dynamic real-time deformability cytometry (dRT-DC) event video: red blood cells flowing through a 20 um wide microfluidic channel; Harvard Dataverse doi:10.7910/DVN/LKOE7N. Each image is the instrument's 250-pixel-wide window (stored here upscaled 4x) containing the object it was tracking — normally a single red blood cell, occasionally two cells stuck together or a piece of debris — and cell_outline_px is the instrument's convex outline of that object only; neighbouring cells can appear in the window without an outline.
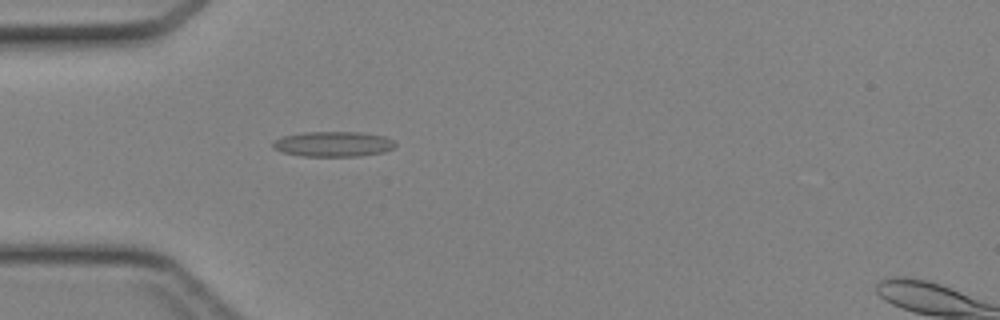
{"species": "Egyptian fruit bat (a non-hibernating species)", "species_latin": "Rousettus aegyptiacus", "temperature_condition": "cold", "stored_images_in_passage": 44, "camera_frame_rate_fps": 3000, "um_per_image_px": 0.085, "animal": {"sex": "female"}, "frame": {"image": 1, "passage_image": 13, "time_ms": 4.0, "image_size_px": [1000, 320], "cell_outline_px": [[396, 144], [392, 148], [384, 152], [360, 156], [300, 156], [280, 152], [272, 148], [272, 140], [284, 136], [304, 132], [360, 132], [384, 136], [392, 140]], "centroid_in_image_um": [28.27, 12.25], "position_along_channel_um": 56.7, "area_um2": 18.09}}
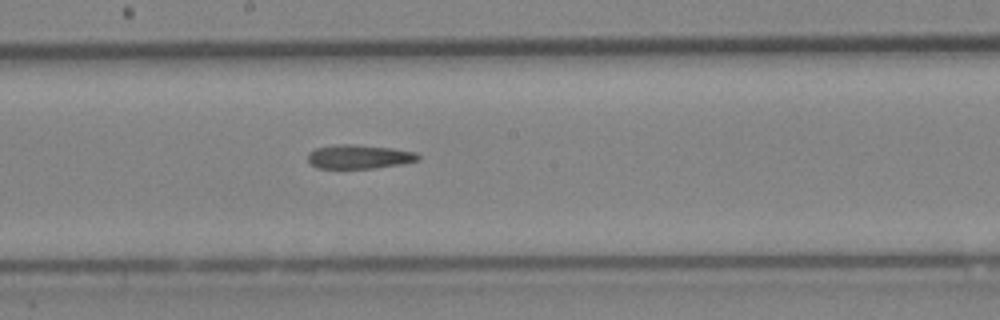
{"frame": {"image": 2, "passage_image": 24, "time_ms": 7.667, "image_size_px": [1000, 320], "cell_outline_px": [[420, 160], [404, 164], [372, 168], [316, 168], [308, 160], [308, 152], [316, 148], [336, 144], [352, 144], [392, 148], [416, 152], [420, 156]], "centroid_in_image_um": [30.54, 13.32], "position_along_channel_um": 217.7, "area_um2": 15.49}}
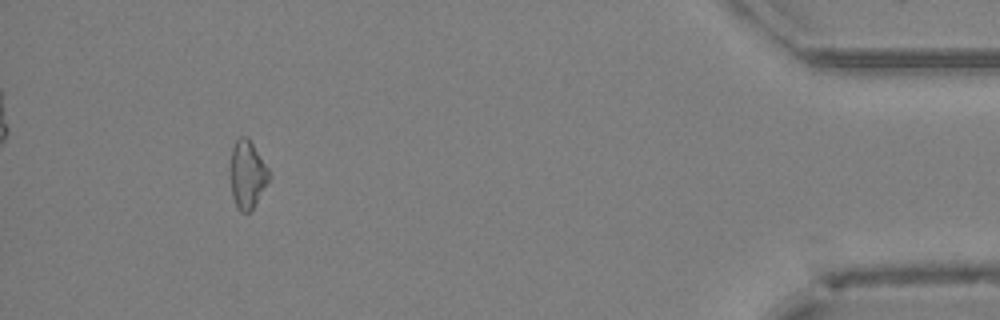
{"frame": {"image": 3, "passage_image": 41, "time_ms": 13.333, "image_size_px": [1000, 320], "cell_outline_px": [[268, 180], [252, 208], [248, 212], [240, 212], [232, 196], [228, 172], [228, 168], [232, 148], [236, 140], [240, 136], [248, 136], [268, 168]], "centroid_in_image_um": [20.95, 14.77], "position_along_channel_um": 414.3, "area_um2": 15.32}}